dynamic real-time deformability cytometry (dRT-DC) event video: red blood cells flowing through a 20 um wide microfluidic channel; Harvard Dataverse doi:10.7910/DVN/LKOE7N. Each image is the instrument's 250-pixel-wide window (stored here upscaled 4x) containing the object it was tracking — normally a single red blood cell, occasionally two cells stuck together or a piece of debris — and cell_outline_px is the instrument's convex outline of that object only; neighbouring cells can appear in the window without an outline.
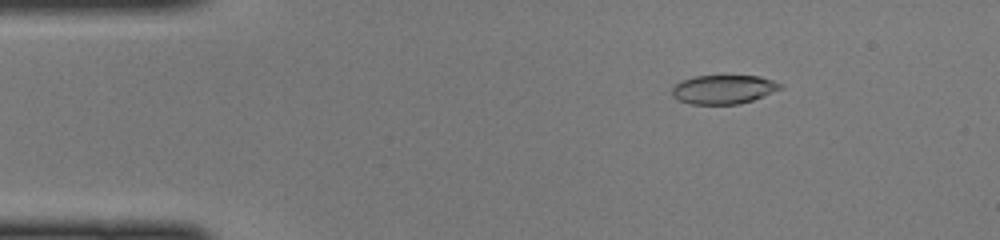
{"species": "common noctule bat (a hibernating species)", "species_latin": "Nyctalus noctula", "temperature_condition": "cold", "stored_images_in_passage": 47, "camera_frame_rate_fps": 3000, "um_per_image_px": 0.085, "animal": {"sex": "female", "body_mass_g": 22.0, "forearm_length_mm": 56.7}, "frame": {"image": 1, "passage_image": 7, "time_ms": 2.0, "image_size_px": [1000, 240], "cell_outline_px": [[784, 88], [764, 96], [740, 104], [688, 104], [672, 96], [672, 88], [680, 80], [696, 76], [760, 76], [784, 84]], "centroid_in_image_um": [61.53, 7.6], "position_along_channel_um": 23.5, "area_um2": 18.38}}
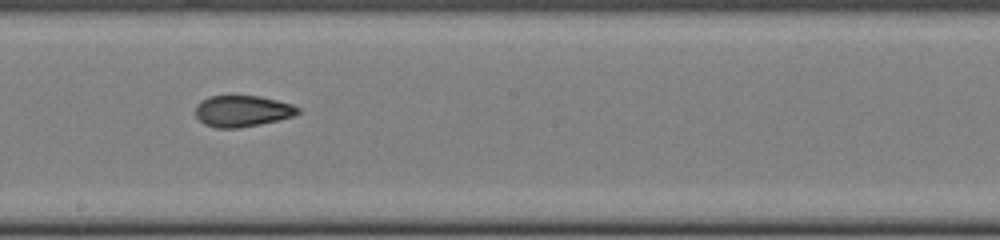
{"frame": {"image": 2, "passage_image": 26, "time_ms": 8.333, "image_size_px": [1000, 240], "cell_outline_px": [[300, 112], [292, 116], [260, 124], [240, 128], [216, 128], [204, 124], [196, 116], [196, 104], [208, 96], [260, 96], [292, 104], [300, 108]], "centroid_in_image_um": [20.58, 9.44], "position_along_channel_um": 227.6, "area_um2": 18.61}}
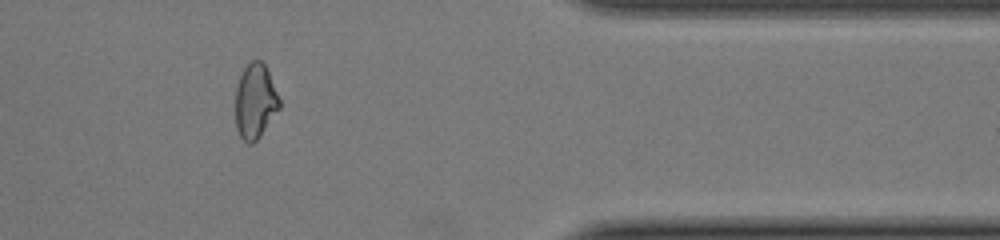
{"frame": {"image": 3, "passage_image": 39, "time_ms": 12.667, "image_size_px": [1000, 240], "cell_outline_px": [[280, 108], [260, 136], [252, 144], [248, 144], [240, 136], [236, 128], [236, 88], [240, 76], [244, 68], [252, 60], [260, 60], [264, 64], [268, 72], [280, 100]], "centroid_in_image_um": [21.69, 8.63], "position_along_channel_um": 389.7, "area_um2": 18.96}}